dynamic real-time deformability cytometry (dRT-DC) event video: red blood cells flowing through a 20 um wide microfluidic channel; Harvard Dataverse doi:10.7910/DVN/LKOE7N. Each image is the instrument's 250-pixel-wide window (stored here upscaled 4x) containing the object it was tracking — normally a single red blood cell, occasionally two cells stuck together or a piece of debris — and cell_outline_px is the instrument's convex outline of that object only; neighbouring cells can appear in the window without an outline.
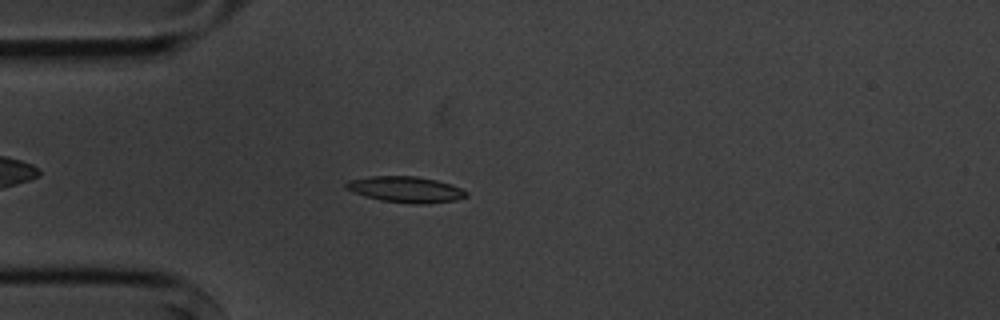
{"species": "common noctule bat (a hibernating species)", "species_latin": "Nyctalus noctula", "temperature_condition": "cold", "stored_images_in_passage": 2, "camera_frame_rate_fps": 3000, "um_per_image_px": 0.085, "animal": {"sex": "male", "body_mass_g": 20.1, "forearm_length_mm": 53.5}, "frame": {"image": 1, "passage_image": 2, "time_ms": 1.0, "image_size_px": [1000, 320], "cell_outline_px": [[468, 196], [456, 200], [424, 204], [416, 204], [380, 200], [344, 188], [344, 184], [348, 180], [372, 176], [416, 176], [436, 180], [460, 188], [468, 192]], "centroid_in_image_um": [34.49, 16.1], "position_along_channel_um": 50.5, "area_um2": 17.98}}